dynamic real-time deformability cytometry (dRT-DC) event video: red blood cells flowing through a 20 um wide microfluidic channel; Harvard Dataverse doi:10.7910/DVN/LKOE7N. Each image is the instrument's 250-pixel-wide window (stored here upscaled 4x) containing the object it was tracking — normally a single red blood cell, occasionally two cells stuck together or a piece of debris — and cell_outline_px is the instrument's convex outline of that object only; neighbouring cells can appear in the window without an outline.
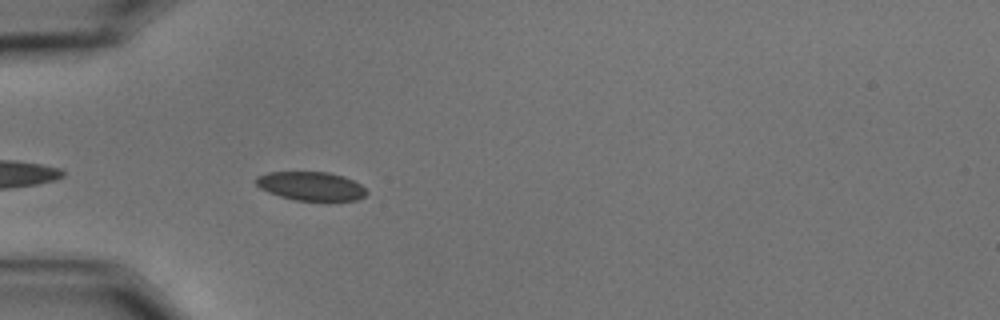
{"species": "common noctule bat (a hibernating species)", "species_latin": "Nyctalus noctula", "temperature_condition": "cold", "stored_images_in_passage": 32, "camera_frame_rate_fps": 3000, "um_per_image_px": 0.085, "animal": {"sex": "male", "body_mass_g": 15.6}, "frame": {"image": 1, "passage_image": 4, "time_ms": 1.0, "image_size_px": [1000, 320], "cell_outline_px": [[368, 192], [364, 196], [356, 200], [296, 200], [280, 196], [268, 192], [260, 188], [252, 180], [256, 176], [268, 172], [328, 172], [344, 176], [360, 184]], "centroid_in_image_um": [26.38, 15.8], "position_along_channel_um": 58.6, "area_um2": 18.5}, "authors_computed_cell_mechanics": {"area_um2": 20.2589, "velocity_mm_per_s": 3.4575, "shape_relaxation_time_tau1_ms": 4.4302, "shape_relaxation_time_tau2_ms": 2.5157, "deformation_change_tau1": 0.1182, "deformation_change_tau2": 0.0628}}